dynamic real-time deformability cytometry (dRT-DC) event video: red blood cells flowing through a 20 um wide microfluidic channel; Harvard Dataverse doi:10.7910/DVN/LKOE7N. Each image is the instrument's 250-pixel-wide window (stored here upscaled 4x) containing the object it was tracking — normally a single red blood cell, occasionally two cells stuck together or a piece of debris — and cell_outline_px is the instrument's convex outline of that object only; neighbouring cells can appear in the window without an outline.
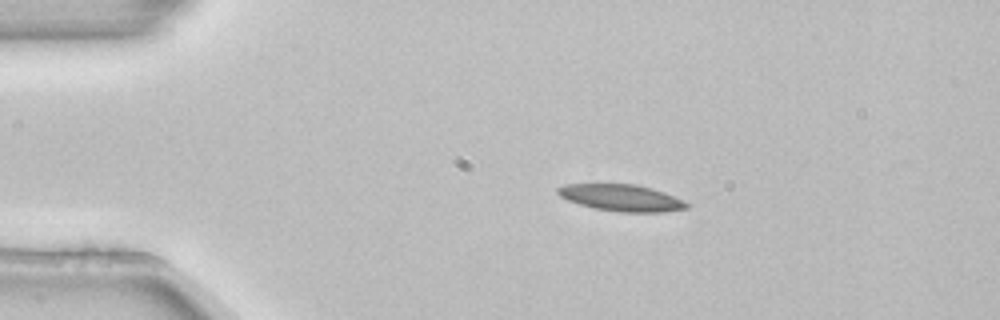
{"species": "common noctule bat (a hibernating species)", "species_latin": "Nyctalus noctula", "temperature_condition": "room temperature", "stored_images_in_passage": 2, "camera_frame_rate_fps": 3000, "um_per_image_px": 0.085, "animal": {"sex": "female", "body_mass_g": 22.7, "forearm_length_mm": 54.2}, "frame": {"image": 1, "passage_image": 1, "time_ms": 0.0, "image_size_px": [1000, 320], "cell_outline_px": [[692, 204], [688, 208], [660, 212], [620, 212], [596, 208], [580, 204], [568, 200], [560, 196], [556, 192], [556, 188], [564, 184], [632, 184], [664, 192]], "centroid_in_image_um": [52.81, 16.81], "position_along_channel_um": 32.2, "area_um2": 19.83}}